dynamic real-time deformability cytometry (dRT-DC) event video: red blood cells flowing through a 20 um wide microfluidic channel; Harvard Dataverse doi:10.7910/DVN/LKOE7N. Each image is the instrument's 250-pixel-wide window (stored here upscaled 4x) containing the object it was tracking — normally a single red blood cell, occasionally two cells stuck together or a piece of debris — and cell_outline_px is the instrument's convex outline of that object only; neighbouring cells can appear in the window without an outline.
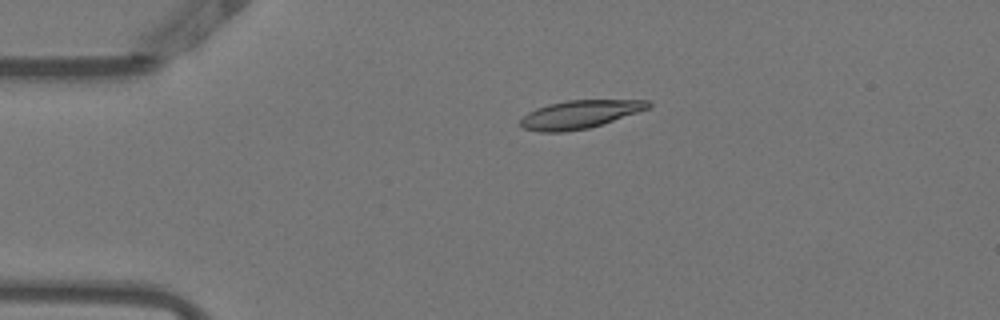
{"species": "Egyptian fruit bat (a non-hibernating species)", "species_latin": "Rousettus aegyptiacus", "temperature_condition": "warm", "stored_images_in_passage": 11, "camera_frame_rate_fps": 3000, "um_per_image_px": 0.085, "animal": {"sex": "female"}, "frame": {"image": 1, "passage_image": 1, "time_ms": 0.0, "image_size_px": [1000, 320], "cell_outline_px": [[652, 104], [648, 108], [588, 128], [564, 132], [540, 132], [524, 128], [520, 124], [520, 120], [528, 112], [536, 108], [548, 104], [568, 100], [652, 100]], "centroid_in_image_um": [49.24, 9.71], "position_along_channel_um": 35.8, "area_um2": 20.63}}
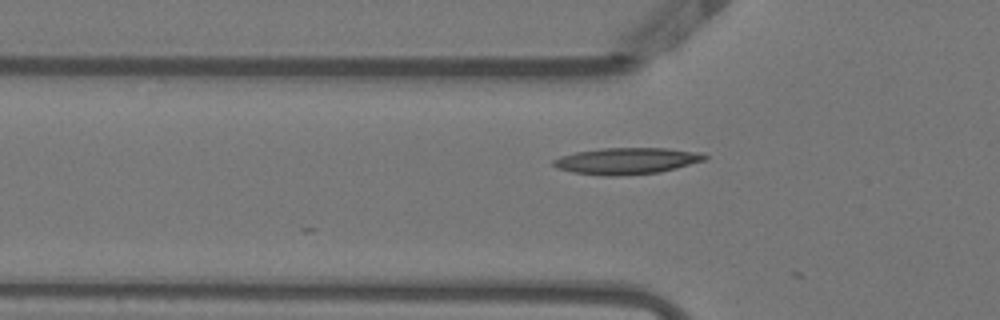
{"frame": {"image": 2, "passage_image": 7, "time_ms": 2.0, "image_size_px": [1000, 320], "cell_outline_px": [[708, 156], [704, 160], [676, 168], [660, 172], [616, 176], [604, 176], [572, 172], [556, 168], [552, 164], [552, 160], [560, 156], [576, 152], [600, 148], [668, 148], [704, 152]], "centroid_in_image_um": [53.27, 13.67], "position_along_channel_um": 72.5, "area_um2": 23.52}}
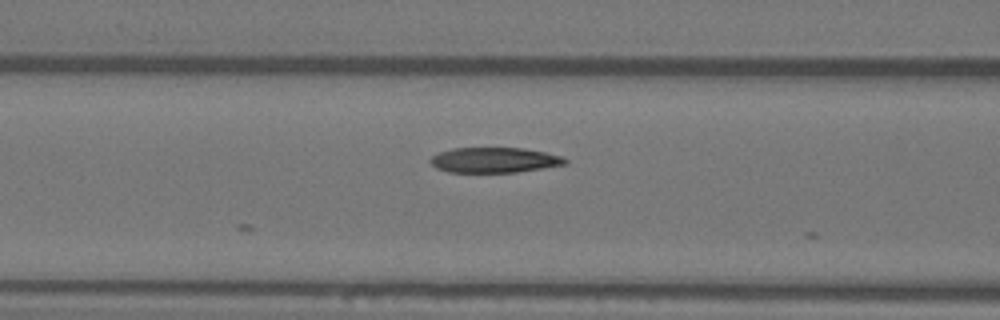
{"frame": {"image": 3, "passage_image": 11, "time_ms": 3.333, "image_size_px": [1000, 320], "cell_outline_px": [[568, 164], [516, 172], [448, 172], [436, 168], [428, 160], [432, 156], [440, 152], [452, 148], [520, 148], [544, 152], [560, 156], [568, 160]], "centroid_in_image_um": [42.0, 13.61], "position_along_channel_um": 124.6, "area_um2": 19.71}}